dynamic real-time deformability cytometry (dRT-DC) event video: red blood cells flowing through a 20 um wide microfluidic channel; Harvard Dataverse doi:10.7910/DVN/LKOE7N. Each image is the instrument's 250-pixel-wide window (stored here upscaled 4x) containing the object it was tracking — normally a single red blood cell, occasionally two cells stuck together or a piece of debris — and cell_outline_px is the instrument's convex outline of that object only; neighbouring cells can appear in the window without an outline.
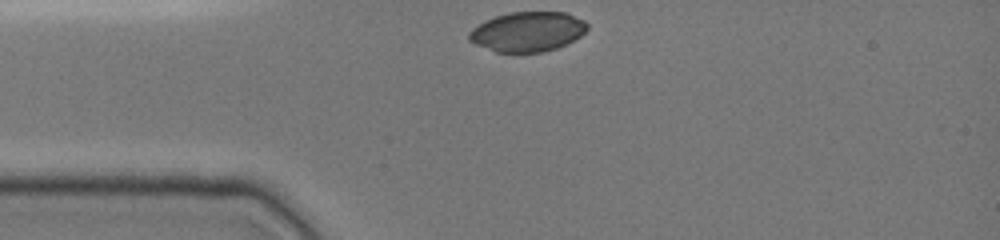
{"species": "common noctule bat (a hibernating species)", "species_latin": "Nyctalus noctula", "temperature_condition": "cold", "stored_images_in_passage": 30, "camera_frame_rate_fps": 3000, "um_per_image_px": 0.085, "animal": {"sex": "female", "body_mass_g": 19.0, "forearm_length_mm": 51.5}, "frame": {"image": 1, "passage_image": 1, "time_ms": 0.0, "image_size_px": [1000, 240], "cell_outline_px": [[588, 28], [580, 36], [556, 48], [544, 52], [496, 52], [476, 44], [468, 40], [468, 32], [472, 28], [496, 16], [508, 12], [564, 12], [584, 20], [588, 24]], "centroid_in_image_um": [44.84, 2.69], "position_along_channel_um": 40.2, "area_um2": 27.17}}
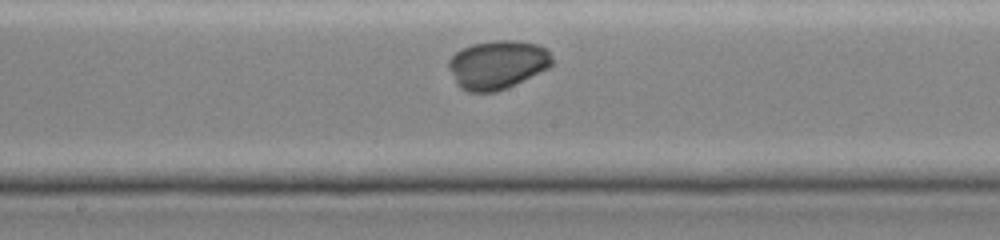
{"frame": {"image": 2, "passage_image": 15, "time_ms": 4.667, "image_size_px": [1000, 240], "cell_outline_px": [[552, 64], [548, 68], [508, 88], [496, 92], [468, 92], [460, 88], [456, 84], [448, 68], [448, 60], [456, 52], [472, 44], [496, 40], [516, 40], [536, 44], [548, 48], [552, 56]], "centroid_in_image_um": [42.28, 5.5], "position_along_channel_um": 205.9, "area_um2": 29.54}}
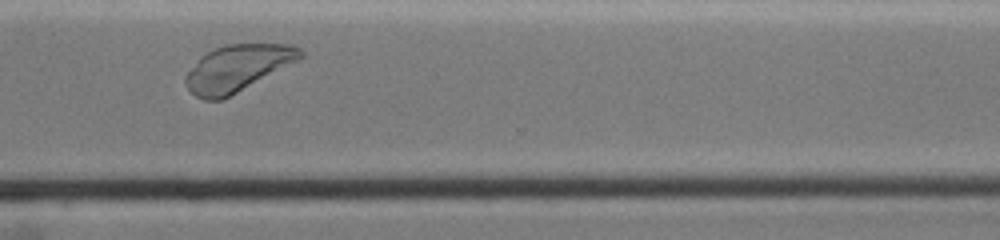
{"frame": {"image": 3, "passage_image": 26, "time_ms": 8.333, "image_size_px": [1000, 240], "cell_outline_px": [[304, 56], [224, 100], [204, 100], [196, 96], [184, 84], [184, 76], [200, 56], [224, 44], [292, 44], [300, 48], [304, 52]], "centroid_in_image_um": [20.15, 5.8], "position_along_channel_um": 350.4, "area_um2": 30.98}, "authors_computed_cell_mechanics": {"area_um2": 29.5936, "velocity_mm_per_s": 3.9351, "shape_relaxation_time_tau1_ms": 3.5024, "shape_relaxation_time_tau2_ms": 3.3132, "deformation_change_tau1": 0.2089, "deformation_change_tau2": 0.0695}}